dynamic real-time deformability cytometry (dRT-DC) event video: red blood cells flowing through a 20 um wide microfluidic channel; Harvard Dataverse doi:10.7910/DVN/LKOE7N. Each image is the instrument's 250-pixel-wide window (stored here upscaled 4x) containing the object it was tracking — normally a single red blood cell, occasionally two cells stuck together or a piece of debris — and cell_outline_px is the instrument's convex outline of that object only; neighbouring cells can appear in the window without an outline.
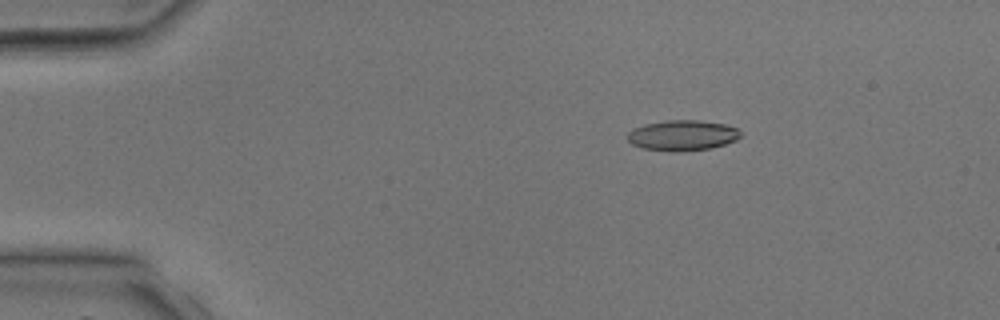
{"species": "common noctule bat (a hibernating species)", "species_latin": "Nyctalus noctula", "temperature_condition": "room temperature", "stored_images_in_passage": 4, "camera_frame_rate_fps": 3000, "um_per_image_px": 0.085, "animal": {"sex": "male", "body_mass_g": 17.9, "forearm_length_mm": 54.2}, "frame": {"image": 1, "passage_image": 2, "time_ms": 1.0, "image_size_px": [1000, 320], "cell_outline_px": [[740, 136], [736, 140], [712, 148], [676, 152], [672, 152], [644, 148], [632, 144], [628, 140], [628, 132], [644, 124], [668, 120], [696, 120], [724, 124], [736, 128], [740, 132]], "centroid_in_image_um": [58.0, 11.51], "position_along_channel_um": 27.0, "area_um2": 19.88}}
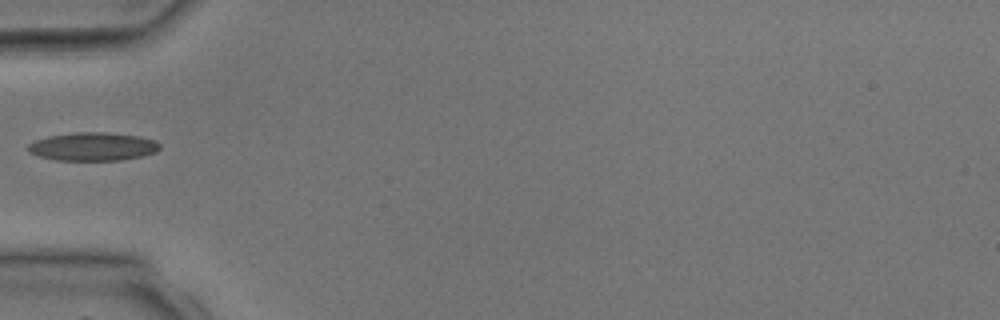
{"frame": {"image": 2, "passage_image": 4, "time_ms": 3.333, "image_size_px": [1000, 320], "cell_outline_px": [[160, 148], [156, 152], [144, 156], [120, 160], [56, 160], [40, 156], [28, 152], [28, 144], [36, 140], [48, 136], [76, 132], [104, 132], [140, 136], [156, 140], [160, 144]], "centroid_in_image_um": [7.93, 12.45], "position_along_channel_um": 77.1, "area_um2": 21.79}}